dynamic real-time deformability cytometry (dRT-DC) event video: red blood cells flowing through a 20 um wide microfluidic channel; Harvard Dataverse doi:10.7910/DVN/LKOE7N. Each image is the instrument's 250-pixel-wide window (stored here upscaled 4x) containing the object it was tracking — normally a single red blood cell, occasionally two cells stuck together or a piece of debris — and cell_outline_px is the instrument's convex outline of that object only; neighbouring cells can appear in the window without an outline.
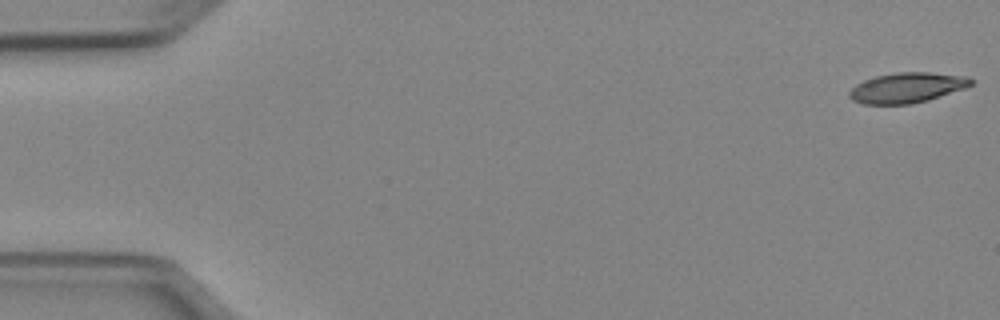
{"species": "Egyptian fruit bat (a non-hibernating species)", "species_latin": "Rousettus aegyptiacus", "temperature_condition": "cold", "stored_images_in_passage": 51, "camera_frame_rate_fps": 3000, "um_per_image_px": 0.085, "animal": {"sex": "female"}, "frame": {"image": 1, "passage_image": 1, "time_ms": 0.0, "image_size_px": [1000, 320], "cell_outline_px": [[976, 80], [972, 84], [964, 88], [928, 100], [912, 104], [864, 104], [852, 100], [848, 96], [848, 92], [856, 84], [864, 80], [876, 76], [900, 72], [928, 72], [968, 76]], "centroid_in_image_um": [77.1, 7.45], "position_along_channel_um": 7.9, "area_um2": 21.44}}
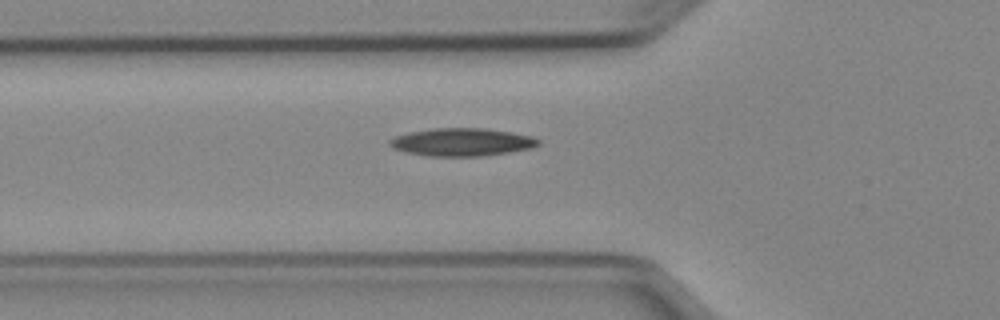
{"frame": {"image": 2, "passage_image": 18, "time_ms": 5.667, "image_size_px": [1000, 320], "cell_outline_px": [[540, 144], [532, 148], [508, 152], [480, 156], [428, 156], [408, 152], [392, 148], [388, 144], [388, 140], [396, 136], [408, 132], [432, 128], [484, 128], [512, 132], [532, 136], [540, 140]], "centroid_in_image_um": [39.26, 12.07], "position_along_channel_um": 86.5, "area_um2": 24.16}}
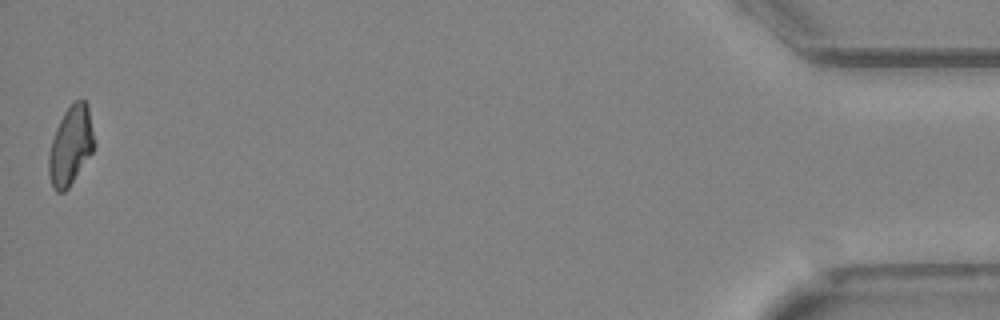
{"frame": {"image": 3, "passage_image": 51, "time_ms": 16.667, "image_size_px": [1000, 320], "cell_outline_px": [[96, 144], [92, 152], [68, 188], [64, 192], [56, 192], [52, 188], [48, 172], [48, 156], [52, 140], [56, 128], [64, 112], [72, 100], [84, 100], [88, 104]], "centroid_in_image_um": [6.01, 12.36], "position_along_channel_um": 429.2, "area_um2": 21.04}, "authors_computed_cell_mechanics": {"area_um2": 22.1952, "velocity_mm_per_s": 3.9485, "shape_relaxation_time_tau1_ms": 10.1233, "shape_relaxation_time_tau2_ms": null, "deformation_change_tau1": 0.2323, "deformation_change_tau2": null}}